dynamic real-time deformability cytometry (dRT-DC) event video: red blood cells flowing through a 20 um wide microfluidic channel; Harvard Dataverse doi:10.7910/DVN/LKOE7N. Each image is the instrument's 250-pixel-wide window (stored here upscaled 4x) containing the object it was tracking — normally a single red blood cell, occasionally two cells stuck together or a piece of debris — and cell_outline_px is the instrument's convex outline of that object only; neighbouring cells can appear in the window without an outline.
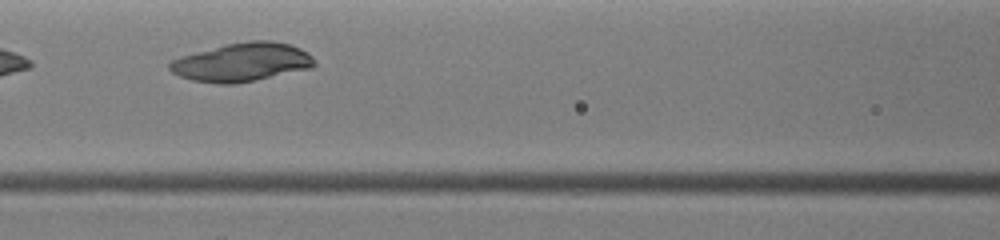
{"species": "common noctule bat (a hibernating species)", "species_latin": "Nyctalus noctula", "temperature_condition": "warm", "stored_images_in_passage": 4, "camera_frame_rate_fps": 3000, "um_per_image_px": 0.085, "animal": {"sex": "female", "body_mass_g": 19.0, "forearm_length_mm": 51.5}, "frame": {"image": 1, "passage_image": 3, "time_ms": 2.333, "image_size_px": [1000, 240], "cell_outline_px": [[316, 64], [312, 68], [256, 80], [236, 84], [220, 84], [192, 80], [180, 76], [172, 72], [168, 68], [168, 64], [172, 60], [180, 56], [224, 44], [248, 40], [272, 40], [292, 44], [308, 52], [316, 60]], "centroid_in_image_um": [20.59, 5.27], "position_along_channel_um": 146.0, "area_um2": 32.95}}
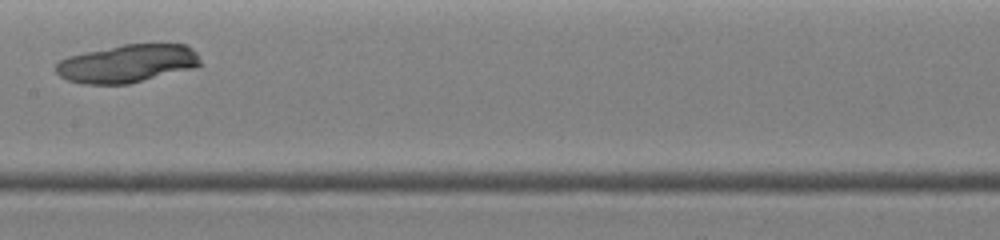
{"frame": {"image": 2, "passage_image": 4, "time_ms": 3.333, "image_size_px": [1000, 240], "cell_outline_px": [[200, 64], [196, 68], [128, 84], [84, 84], [68, 80], [60, 76], [56, 72], [56, 64], [60, 60], [68, 56], [84, 52], [120, 44], [188, 44], [196, 52], [200, 60]], "centroid_in_image_um": [10.84, 5.39], "position_along_channel_um": 196.6, "area_um2": 32.19}}